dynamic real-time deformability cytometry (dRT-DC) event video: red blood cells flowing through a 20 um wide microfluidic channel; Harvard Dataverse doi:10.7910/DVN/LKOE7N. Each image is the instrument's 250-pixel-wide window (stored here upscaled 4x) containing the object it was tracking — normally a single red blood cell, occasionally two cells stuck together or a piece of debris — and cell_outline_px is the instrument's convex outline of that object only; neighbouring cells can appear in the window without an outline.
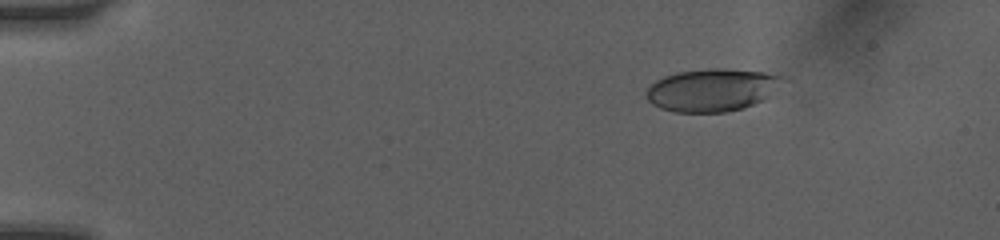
{"species": "human", "species_latin": "Homo sapiens", "temperature_condition": "room temperature", "stored_images_in_passage": 22, "camera_frame_rate_fps": 3000, "um_per_image_px": 0.085, "donor": {"sex": "female"}, "frame": {"image": 1, "passage_image": 2, "time_ms": 0.333, "image_size_px": [1000, 240], "cell_outline_px": [[788, 80], [764, 100], [744, 108], [728, 112], [672, 112], [660, 108], [652, 104], [644, 96], [644, 92], [656, 80], [664, 76], [676, 72], [708, 68], [720, 68], [764, 72], [788, 76]], "centroid_in_image_um": [60.56, 7.64], "position_along_channel_um": 24.4, "area_um2": 34.56}}
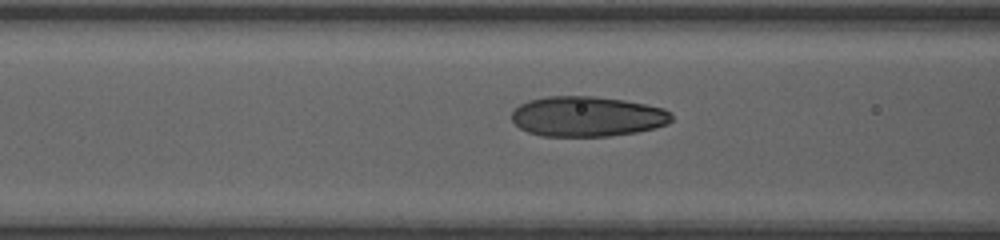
{"frame": {"image": 2, "passage_image": 16, "time_ms": 5.0, "image_size_px": [1000, 240], "cell_outline_px": [[672, 120], [668, 124], [656, 128], [636, 132], [608, 136], [540, 136], [528, 132], [520, 128], [512, 120], [512, 112], [520, 104], [528, 100], [544, 96], [596, 96], [624, 100], [664, 108], [672, 112]], "centroid_in_image_um": [49.92, 9.89], "position_along_channel_um": 116.7, "area_um2": 37.69}}
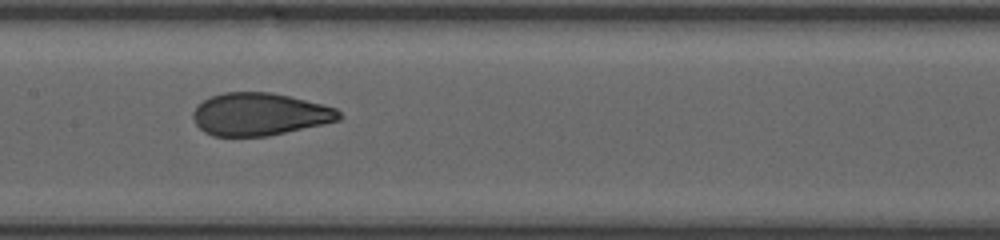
{"frame": {"image": 3, "passage_image": 21, "time_ms": 6.667, "image_size_px": [1000, 240], "cell_outline_px": [[344, 116], [340, 120], [324, 124], [268, 136], [212, 136], [204, 132], [196, 124], [192, 116], [192, 112], [204, 100], [212, 96], [224, 92], [268, 92], [288, 96], [336, 108]], "centroid_in_image_um": [22.07, 9.72], "position_along_channel_um": 185.3, "area_um2": 36.07}}